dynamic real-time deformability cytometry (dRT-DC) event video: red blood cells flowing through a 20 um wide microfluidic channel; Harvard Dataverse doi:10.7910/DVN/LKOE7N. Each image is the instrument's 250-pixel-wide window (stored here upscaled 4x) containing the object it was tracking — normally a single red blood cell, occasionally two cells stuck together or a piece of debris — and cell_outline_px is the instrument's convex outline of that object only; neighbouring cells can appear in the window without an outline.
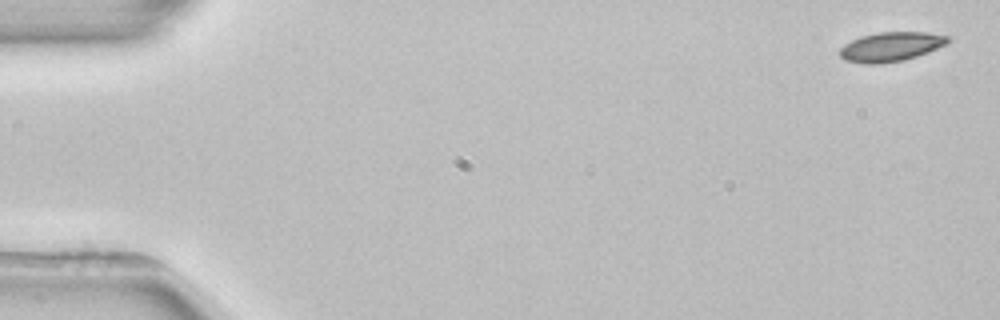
{"species": "common noctule bat (a hibernating species)", "species_latin": "Nyctalus noctula", "temperature_condition": "room temperature", "stored_images_in_passage": 2, "camera_frame_rate_fps": 3000, "um_per_image_px": 0.085, "animal": {"sex": "female", "body_mass_g": 22.7, "forearm_length_mm": 54.2}, "frame": {"image": 1, "passage_image": 1, "time_ms": 0.0, "image_size_px": [1000, 320], "cell_outline_px": [[948, 40], [944, 44], [928, 52], [904, 60], [880, 64], [864, 64], [844, 60], [840, 56], [840, 48], [844, 44], [860, 36], [880, 32], [928, 32], [948, 36]], "centroid_in_image_um": [75.67, 3.98], "position_along_channel_um": 9.3, "area_um2": 18.38}}